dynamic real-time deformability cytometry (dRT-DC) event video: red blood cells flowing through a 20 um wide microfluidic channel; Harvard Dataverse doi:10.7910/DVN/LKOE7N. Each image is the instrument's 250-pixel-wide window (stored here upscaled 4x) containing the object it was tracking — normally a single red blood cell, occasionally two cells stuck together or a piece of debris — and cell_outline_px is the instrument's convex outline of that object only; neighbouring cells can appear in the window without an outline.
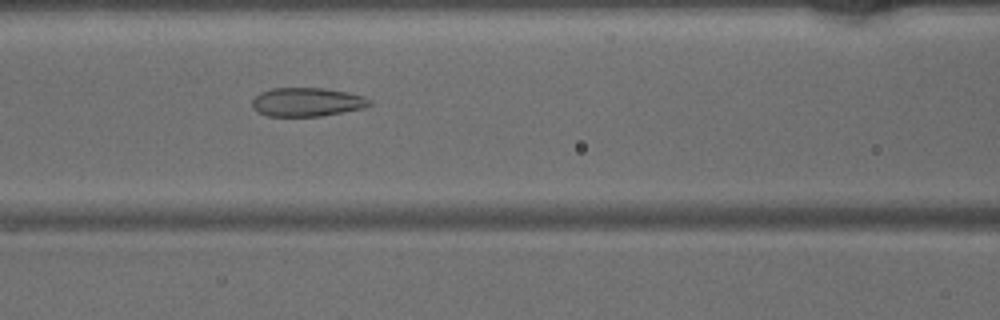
{"species": "common noctule bat (a hibernating species)", "species_latin": "Nyctalus noctula", "temperature_condition": "warm", "stored_images_in_passage": 47, "camera_frame_rate_fps": 3000, "um_per_image_px": 0.085, "animal": {"sex": "male", "body_mass_g": 15.6}, "frame": {"image": 1, "passage_image": 20, "time_ms": 6.333, "image_size_px": [1000, 320], "cell_outline_px": [[372, 104], [364, 108], [320, 116], [268, 116], [252, 108], [252, 100], [260, 92], [272, 88], [320, 88], [348, 92], [364, 96], [372, 100]], "centroid_in_image_um": [26.11, 8.67], "position_along_channel_um": 140.5, "area_um2": 19.65}}
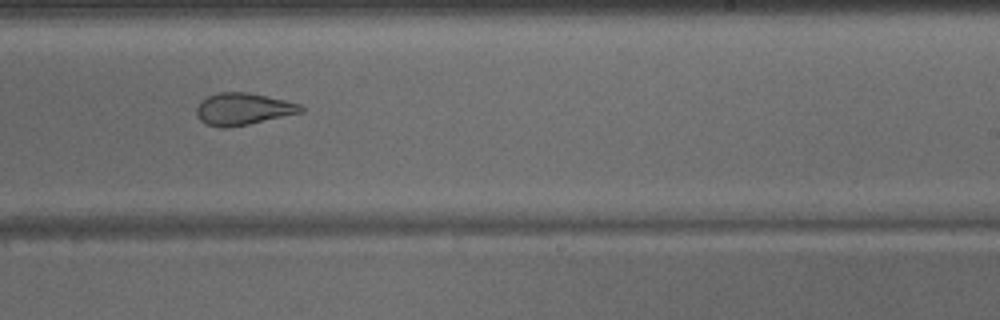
{"frame": {"image": 2, "passage_image": 29, "time_ms": 9.333, "image_size_px": [1000, 320], "cell_outline_px": [[304, 112], [248, 124], [228, 128], [220, 128], [208, 124], [200, 120], [196, 112], [196, 108], [200, 100], [208, 96], [220, 92], [248, 92], [284, 100], [300, 104], [304, 108]], "centroid_in_image_um": [20.65, 9.26], "position_along_channel_um": 268.3, "area_um2": 19.42}}
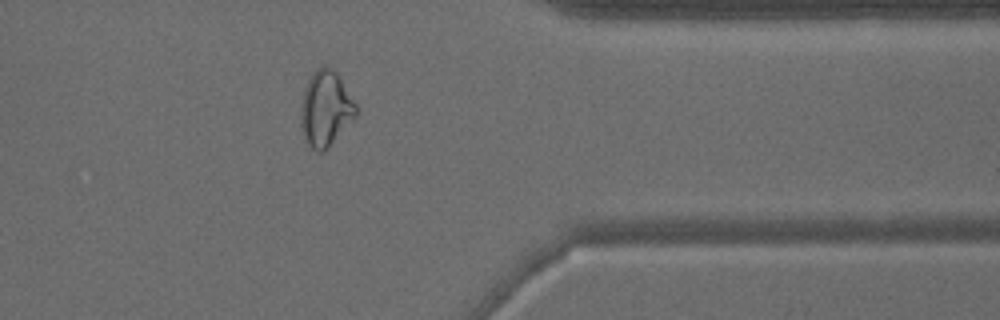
{"frame": {"image": 3, "passage_image": 38, "time_ms": 12.333, "image_size_px": [1000, 320], "cell_outline_px": [[356, 116], [328, 148], [324, 152], [320, 152], [312, 148], [304, 140], [300, 124], [300, 108], [304, 88], [312, 72], [316, 68], [324, 64], [336, 68], [356, 104]], "centroid_in_image_um": [27.66, 9.18], "position_along_channel_um": 383.7, "area_um2": 24.8}}